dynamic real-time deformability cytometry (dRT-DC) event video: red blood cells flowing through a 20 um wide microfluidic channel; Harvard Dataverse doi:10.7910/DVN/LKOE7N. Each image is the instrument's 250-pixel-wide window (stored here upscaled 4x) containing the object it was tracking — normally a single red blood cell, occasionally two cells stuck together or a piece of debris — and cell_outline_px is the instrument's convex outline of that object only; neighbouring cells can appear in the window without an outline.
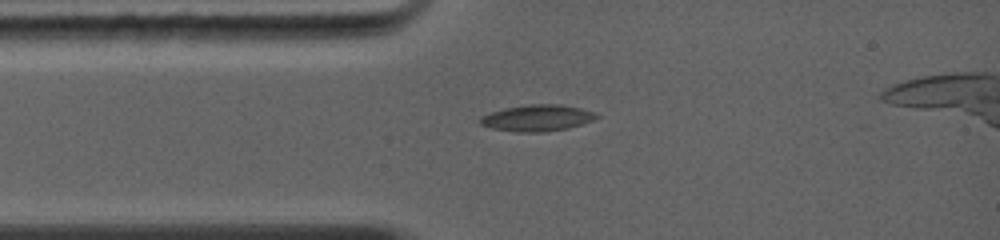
{"species": "common noctule bat (a hibernating species)", "species_latin": "Nyctalus noctula", "temperature_condition": "warm", "stored_images_in_passage": 23, "camera_frame_rate_fps": 5000, "um_per_image_px": 0.085, "animal": {"sex": "female", "body_mass_g": 19.0, "forearm_length_mm": 56.7}, "frame": {"image": 1, "passage_image": 1, "time_ms": 0.0, "image_size_px": [1000, 240], "cell_outline_px": [[600, 116], [592, 120], [568, 128], [540, 132], [524, 132], [496, 128], [480, 124], [480, 116], [504, 108], [528, 104], [560, 104], [580, 108], [596, 112]], "centroid_in_image_um": [45.7, 10.0], "position_along_channel_um": 39.3, "area_um2": 17.57}}
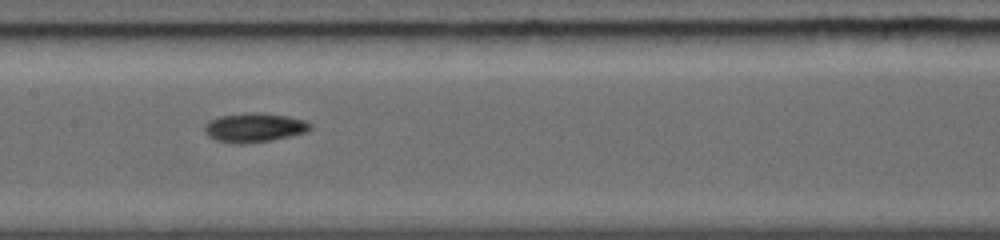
{"frame": {"image": 2, "passage_image": 11, "time_ms": 3.4, "image_size_px": [1000, 240], "cell_outline_px": [[312, 128], [304, 132], [268, 140], [216, 140], [208, 136], [204, 132], [204, 128], [208, 120], [220, 116], [248, 112], [256, 112], [288, 116], [304, 120], [312, 124]], "centroid_in_image_um": [21.62, 10.77], "position_along_channel_um": 185.8, "area_um2": 16.94}}
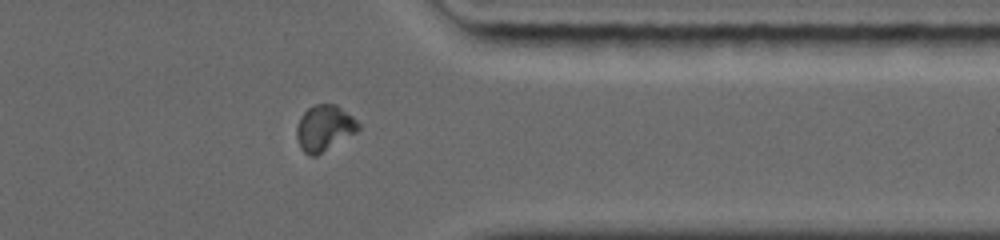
{"frame": {"image": 3, "passage_image": 19, "time_ms": 8.0, "image_size_px": [1000, 240], "cell_outline_px": [[360, 128], [356, 132], [316, 156], [308, 156], [300, 148], [296, 136], [296, 128], [300, 116], [308, 108], [316, 104], [336, 104], [352, 116], [360, 124]], "centroid_in_image_um": [27.54, 10.89], "position_along_channel_um": 383.9, "area_um2": 16.47}, "authors_computed_cell_mechanics": {"area_um2": 16.2996, "velocity_mm_per_s": 4.4185, "shape_relaxation_time_tau1_ms": null, "shape_relaxation_time_tau2_ms": 5.898, "deformation_change_tau1": null, "deformation_change_tau2": 0.092}}